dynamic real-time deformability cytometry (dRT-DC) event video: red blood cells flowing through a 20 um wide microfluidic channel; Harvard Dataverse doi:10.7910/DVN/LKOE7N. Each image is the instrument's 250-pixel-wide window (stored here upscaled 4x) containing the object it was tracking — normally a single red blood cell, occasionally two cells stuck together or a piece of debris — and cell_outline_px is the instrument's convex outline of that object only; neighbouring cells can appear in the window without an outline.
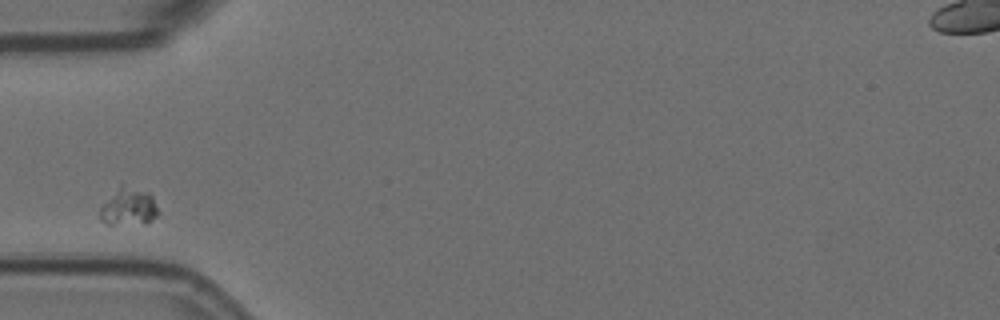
{"species": "Egyptian fruit bat (a non-hibernating species)", "species_latin": "Rousettus aegyptiacus", "temperature_condition": "room temperature", "stored_images_in_passage": 4, "camera_frame_rate_fps": 3000, "um_per_image_px": 0.085, "animal": {"sex": "female"}, "frame": {"image": 1, "passage_image": 1, "time_ms": 0.0, "image_size_px": [1000, 320], "cell_outline_px": [[160, 212], [152, 220], [144, 224], [104, 224], [100, 220], [100, 208], [120, 184], [148, 192], [152, 196]], "centroid_in_image_um": [10.94, 17.6], "position_along_channel_um": 74.1, "area_um2": 12.72}}
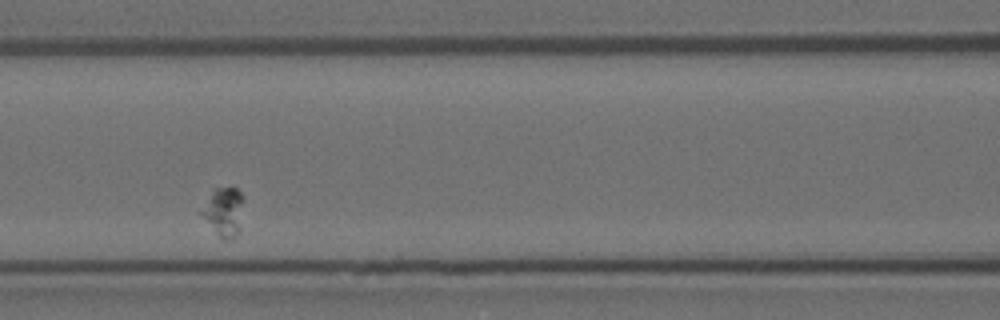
{"frame": {"image": 2, "passage_image": 3, "time_ms": 0.667, "image_size_px": [1000, 320], "cell_outline_px": [[244, 200], [240, 228], [236, 236], [232, 240], [224, 240], [196, 212], [212, 188], [232, 184], [244, 196]], "centroid_in_image_um": [18.98, 17.92], "position_along_channel_um": 147.6, "area_um2": 12.89}}
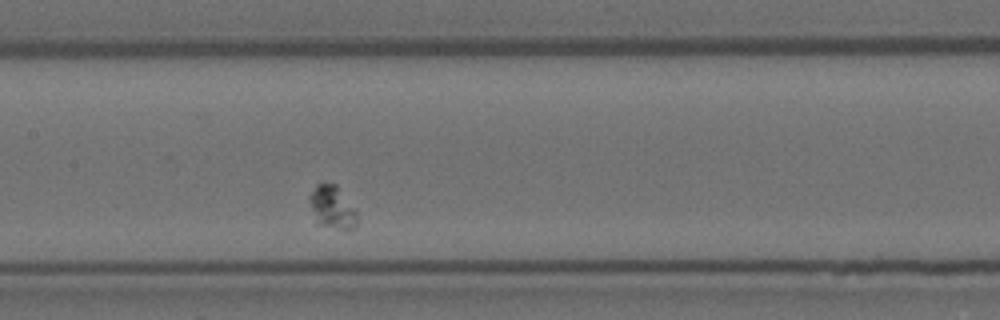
{"frame": {"image": 3, "passage_image": 4, "time_ms": 1.0, "image_size_px": [1000, 320], "cell_outline_px": [[356, 224], [352, 228], [336, 228], [316, 224], [308, 200], [308, 196], [316, 184], [320, 180], [336, 184], [356, 212]], "centroid_in_image_um": [28.15, 17.56], "position_along_channel_um": 179.2, "area_um2": 11.91}}